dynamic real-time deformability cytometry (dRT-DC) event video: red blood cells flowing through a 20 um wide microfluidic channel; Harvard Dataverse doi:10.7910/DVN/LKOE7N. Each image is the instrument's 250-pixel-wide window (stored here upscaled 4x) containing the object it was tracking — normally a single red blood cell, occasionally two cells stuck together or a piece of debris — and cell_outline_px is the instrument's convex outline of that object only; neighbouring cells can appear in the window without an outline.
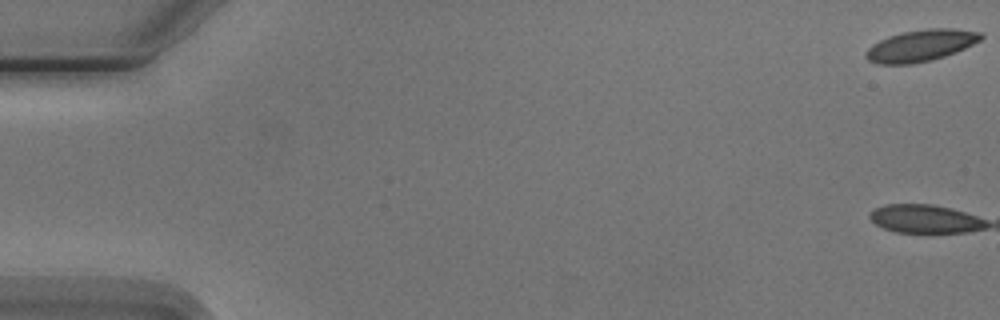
{"species": "Egyptian fruit bat (a non-hibernating species)", "species_latin": "Rousettus aegyptiacus", "temperature_condition": "cold", "stored_images_in_passage": 4, "camera_frame_rate_fps": 3000, "um_per_image_px": 0.085, "animal": {"sex": "male"}, "frame": {"image": 1, "passage_image": 1, "time_ms": 0.0, "image_size_px": [1000, 320], "cell_outline_px": [[984, 36], [980, 40], [956, 52], [932, 60], [912, 64], [876, 64], [868, 60], [864, 56], [864, 52], [872, 44], [888, 36], [904, 32], [928, 28], [952, 28], [984, 32]], "centroid_in_image_um": [78.26, 3.87], "position_along_channel_um": 6.7, "area_um2": 21.33}}